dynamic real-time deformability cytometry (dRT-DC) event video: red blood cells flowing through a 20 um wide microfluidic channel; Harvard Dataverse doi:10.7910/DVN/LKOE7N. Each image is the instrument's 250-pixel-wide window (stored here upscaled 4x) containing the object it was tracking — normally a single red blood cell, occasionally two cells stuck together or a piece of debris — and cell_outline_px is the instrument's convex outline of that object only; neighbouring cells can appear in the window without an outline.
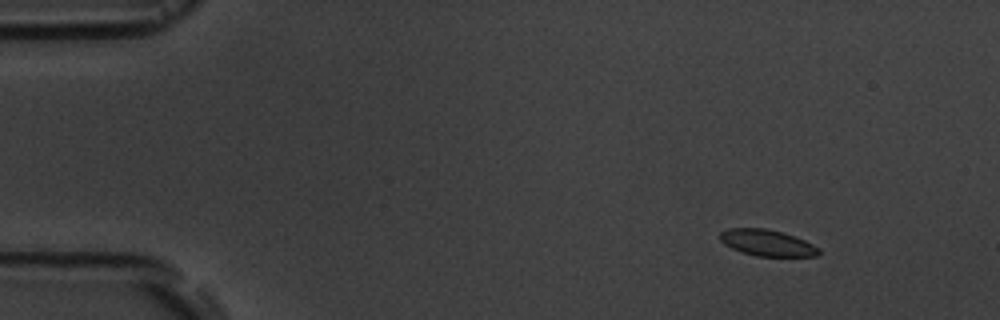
{"species": "common noctule bat (a hibernating species)", "species_latin": "Nyctalus noctula", "temperature_condition": "room temperature", "stored_images_in_passage": 5, "camera_frame_rate_fps": 3000, "um_per_image_px": 0.085, "animal": {"sex": "male", "body_mass_g": 19.5, "forearm_length_mm": 54.6}, "frame": {"image": 1, "passage_image": 2, "time_ms": 2.0, "image_size_px": [1000, 320], "cell_outline_px": [[820, 252], [816, 256], [756, 256], [732, 248], [724, 244], [720, 240], [720, 232], [728, 228], [764, 228], [784, 232], [804, 240], [820, 248]], "centroid_in_image_um": [65.21, 20.63], "position_along_channel_um": 19.8, "area_um2": 15.09}}
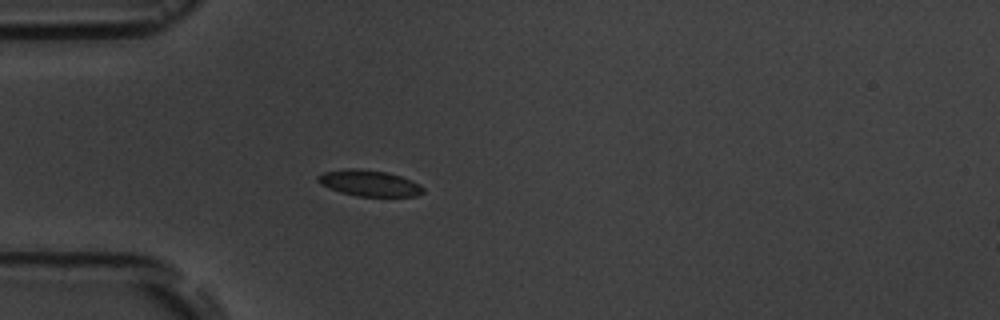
{"frame": {"image": 2, "passage_image": 5, "time_ms": 5.333, "image_size_px": [1000, 320], "cell_outline_px": [[424, 192], [416, 196], [356, 196], [340, 192], [328, 188], [320, 184], [316, 180], [316, 176], [324, 172], [348, 168], [356, 168], [384, 172], [400, 176], [420, 184], [424, 188]], "centroid_in_image_um": [31.35, 15.57], "position_along_channel_um": 53.7, "area_um2": 15.95}}